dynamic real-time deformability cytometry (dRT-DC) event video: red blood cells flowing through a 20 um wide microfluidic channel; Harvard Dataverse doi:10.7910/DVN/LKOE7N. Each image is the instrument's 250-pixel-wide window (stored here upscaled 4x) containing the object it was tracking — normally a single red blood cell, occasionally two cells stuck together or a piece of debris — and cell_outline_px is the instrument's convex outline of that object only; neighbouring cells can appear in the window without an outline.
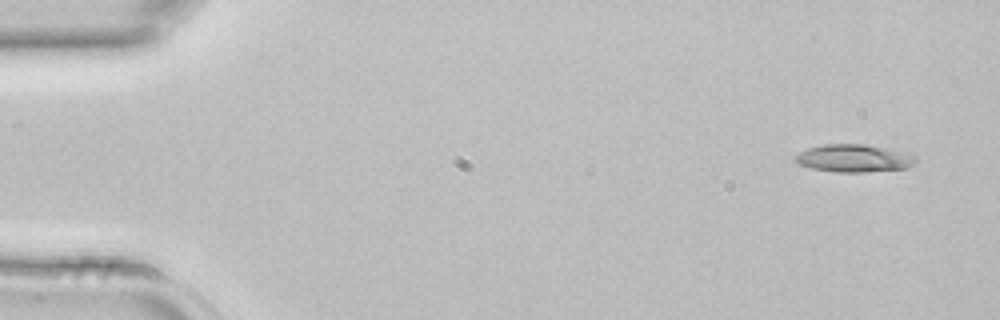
{"species": "common noctule bat (a hibernating species)", "species_latin": "Nyctalus noctula", "temperature_condition": "room temperature", "stored_images_in_passage": 4, "camera_frame_rate_fps": 3000, "um_per_image_px": 0.085, "animal": {"sex": "female", "body_mass_g": 22.7, "forearm_length_mm": 54.2}, "frame": {"image": 1, "passage_image": 1, "time_ms": 0.0, "image_size_px": [1000, 320], "cell_outline_px": [[916, 160], [912, 164], [904, 168], [864, 172], [836, 172], [812, 168], [796, 164], [792, 160], [792, 156], [808, 148], [824, 144], [868, 144], [912, 152], [916, 156]], "centroid_in_image_um": [72.57, 13.43], "position_along_channel_um": 12.4, "area_um2": 19.83}}
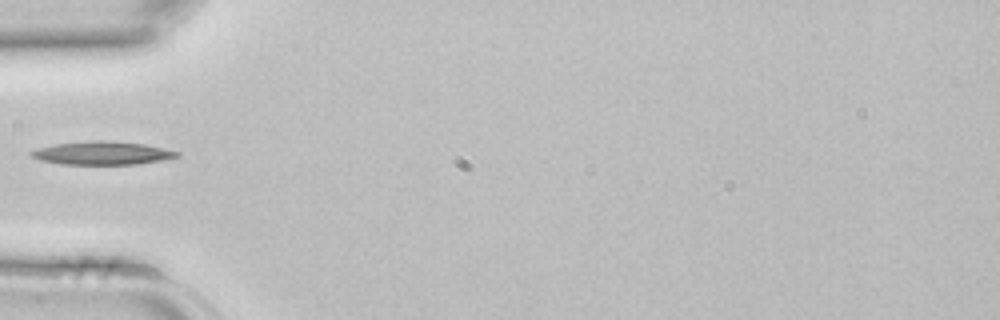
{"frame": {"image": 2, "passage_image": 4, "time_ms": 1.0, "image_size_px": [1000, 320], "cell_outline_px": [[180, 156], [160, 160], [136, 164], [60, 164], [40, 160], [32, 156], [28, 152], [36, 148], [56, 144], [92, 140], [108, 140], [144, 144], [180, 152]], "centroid_in_image_um": [8.65, 13.0], "position_along_channel_um": 76.3, "area_um2": 19.65}}